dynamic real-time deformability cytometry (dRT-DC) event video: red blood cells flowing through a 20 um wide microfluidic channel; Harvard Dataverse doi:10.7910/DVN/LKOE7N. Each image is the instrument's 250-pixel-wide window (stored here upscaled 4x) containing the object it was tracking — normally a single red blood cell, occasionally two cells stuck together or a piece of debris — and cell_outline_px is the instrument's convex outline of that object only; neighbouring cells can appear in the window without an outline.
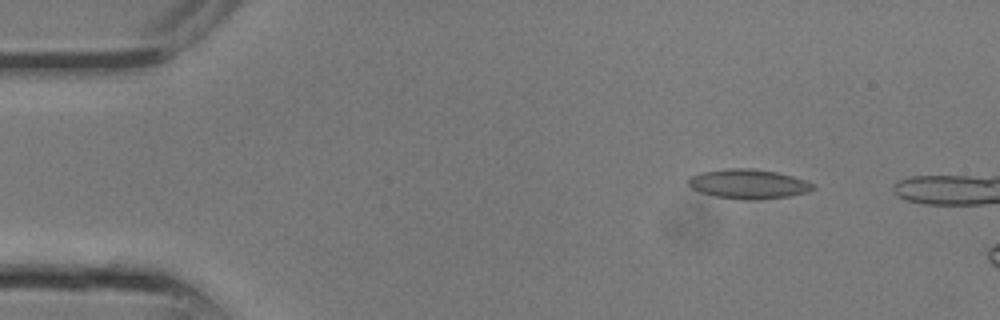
{"species": "common noctule bat (a hibernating species)", "species_latin": "Nyctalus noctula", "temperature_condition": "room temperature", "stored_images_in_passage": 4, "camera_frame_rate_fps": 3000, "um_per_image_px": 0.085, "animal": {"sex": "male", "body_mass_g": 13.3}, "frame": {"image": 1, "passage_image": 1, "time_ms": 0.0, "image_size_px": [1000, 320], "cell_outline_px": [[816, 188], [808, 192], [788, 196], [760, 200], [744, 200], [716, 196], [700, 192], [692, 188], [688, 184], [688, 180], [692, 176], [700, 172], [728, 168], [752, 168], [776, 172], [792, 176], [816, 184]], "centroid_in_image_um": [63.64, 15.64], "position_along_channel_um": 21.4, "area_um2": 21.5}}